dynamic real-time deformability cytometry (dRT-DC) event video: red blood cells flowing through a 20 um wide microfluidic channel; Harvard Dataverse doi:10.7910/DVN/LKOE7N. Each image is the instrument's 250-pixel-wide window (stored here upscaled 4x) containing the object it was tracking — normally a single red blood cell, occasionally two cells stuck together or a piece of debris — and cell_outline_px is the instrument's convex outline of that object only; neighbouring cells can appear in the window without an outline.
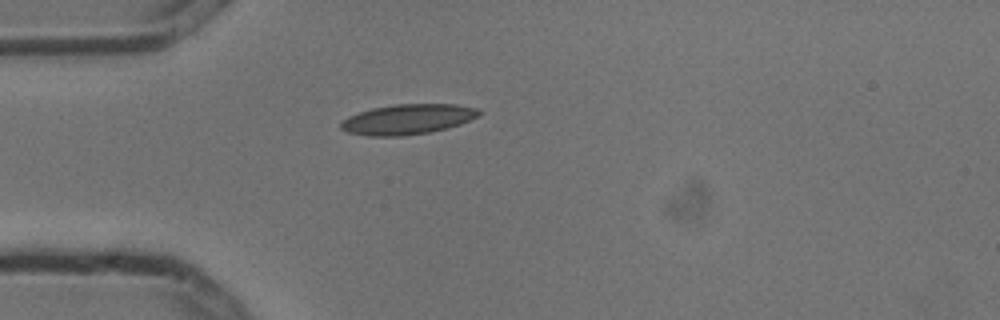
{"species": "common noctule bat (a hibernating species)", "species_latin": "Nyctalus noctula", "temperature_condition": "cold", "stored_images_in_passage": 1, "camera_frame_rate_fps": 3000, "um_per_image_px": 0.085, "animal": {"sex": "male", "body_mass_g": 13.3}, "frame": {"image": 1, "passage_image": 1, "time_ms": 0.0, "image_size_px": [1000, 320], "cell_outline_px": [[484, 112], [480, 116], [460, 124], [448, 128], [428, 132], [400, 136], [368, 136], [348, 132], [340, 128], [340, 124], [348, 116], [372, 108], [396, 104], [456, 104], [480, 108]], "centroid_in_image_um": [34.72, 10.13], "position_along_channel_um": 50.3, "area_um2": 24.39}}